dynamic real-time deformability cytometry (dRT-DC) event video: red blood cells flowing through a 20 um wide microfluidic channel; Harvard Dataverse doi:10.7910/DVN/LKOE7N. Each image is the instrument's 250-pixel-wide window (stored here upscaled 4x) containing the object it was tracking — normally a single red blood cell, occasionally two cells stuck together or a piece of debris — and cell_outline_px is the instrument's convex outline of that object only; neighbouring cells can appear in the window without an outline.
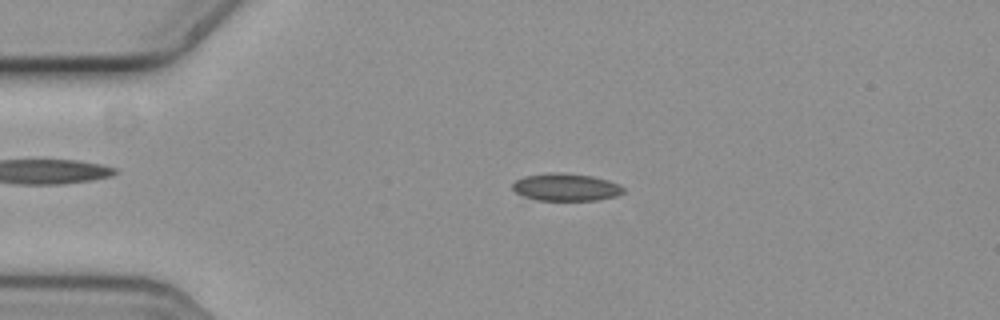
{"species": "common noctule bat (a hibernating species)", "species_latin": "Nyctalus noctula", "temperature_condition": "cold", "stored_images_in_passage": 58, "camera_frame_rate_fps": 3000, "um_per_image_px": 0.085, "animal": {"sex": "female", "body_mass_g": 19.3, "forearm_length_mm": 54.1}, "frame": {"image": 1, "passage_image": 13, "time_ms": 4.0, "image_size_px": [1000, 320], "cell_outline_px": [[624, 192], [616, 196], [596, 200], [536, 200], [524, 196], [516, 192], [512, 188], [512, 184], [516, 180], [524, 176], [552, 172], [592, 176], [608, 180], [620, 184], [624, 188]], "centroid_in_image_um": [48.11, 15.91], "position_along_channel_um": 36.9, "area_um2": 17.63}}
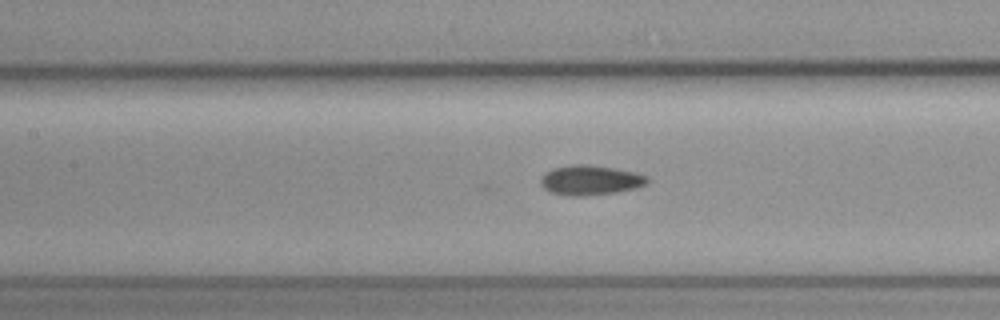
{"frame": {"image": 2, "passage_image": 26, "time_ms": 8.333, "image_size_px": [1000, 320], "cell_outline_px": [[648, 184], [636, 188], [616, 192], [584, 196], [568, 196], [548, 192], [540, 184], [540, 180], [552, 168], [572, 164], [588, 164], [616, 168], [636, 172], [648, 176]], "centroid_in_image_um": [50.2, 15.31], "position_along_channel_um": 157.2, "area_um2": 18.73}}
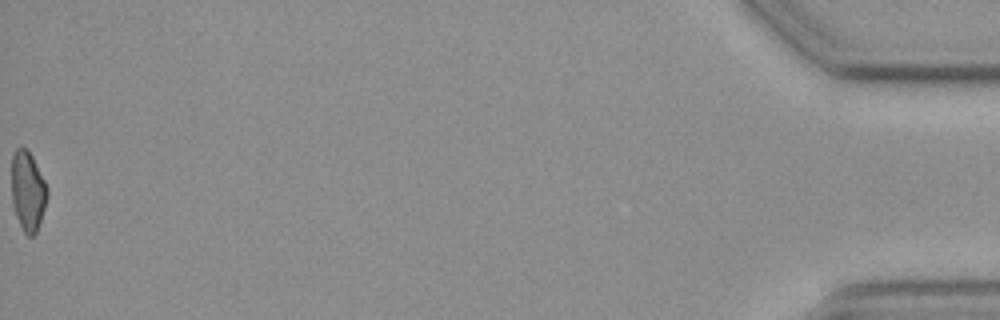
{"frame": {"image": 3, "passage_image": 58, "time_ms": 19.0, "image_size_px": [1000, 320], "cell_outline_px": [[48, 196], [36, 232], [32, 236], [28, 236], [24, 232], [12, 208], [12, 156], [16, 148], [24, 148], [32, 156], [48, 188]], "centroid_in_image_um": [2.35, 16.25], "position_along_channel_um": 432.8, "area_um2": 16.36}}